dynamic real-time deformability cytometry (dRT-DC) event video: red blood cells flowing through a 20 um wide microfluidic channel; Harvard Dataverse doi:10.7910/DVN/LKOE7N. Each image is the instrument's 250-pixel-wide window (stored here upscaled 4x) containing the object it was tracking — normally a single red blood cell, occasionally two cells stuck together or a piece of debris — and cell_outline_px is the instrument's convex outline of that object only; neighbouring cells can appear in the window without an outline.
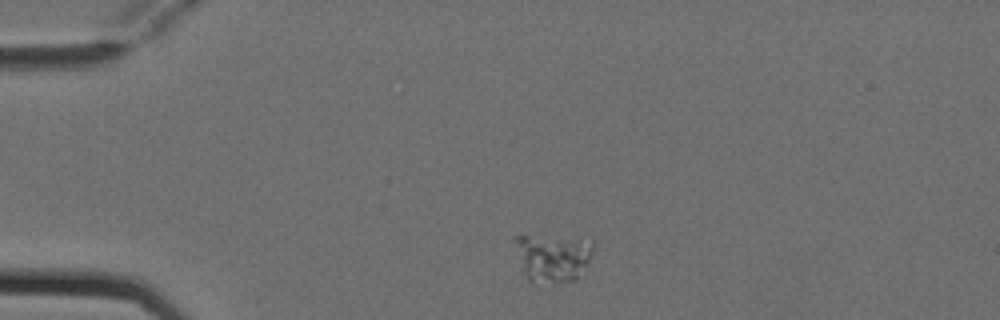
{"species": "Egyptian fruit bat (a non-hibernating species)", "species_latin": "Rousettus aegyptiacus", "temperature_condition": "cold", "stored_images_in_passage": 3, "camera_frame_rate_fps": 3000, "um_per_image_px": 0.085, "animal": {"sex": "female"}, "frame": {"image": 1, "passage_image": 1, "time_ms": 0.0, "image_size_px": [1000, 320], "cell_outline_px": [[592, 252], [588, 264], [576, 280], [540, 288], [532, 284], [528, 280], [524, 272], [512, 240], [512, 236], [580, 236], [592, 240]], "centroid_in_image_um": [46.98, 21.94], "position_along_channel_um": 38.0, "area_um2": 23.18}}